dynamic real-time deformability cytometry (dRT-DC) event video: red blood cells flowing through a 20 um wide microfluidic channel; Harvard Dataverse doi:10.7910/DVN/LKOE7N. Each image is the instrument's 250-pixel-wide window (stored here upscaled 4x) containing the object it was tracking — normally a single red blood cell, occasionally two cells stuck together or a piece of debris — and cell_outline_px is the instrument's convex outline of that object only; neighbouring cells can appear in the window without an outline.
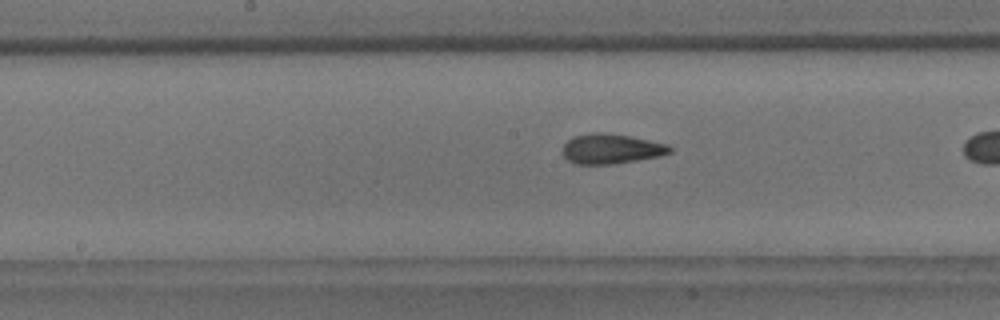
{"species": "common noctule bat (a hibernating species)", "species_latin": "Nyctalus noctula", "temperature_condition": "room temperature", "stored_images_in_passage": 23, "camera_frame_rate_fps": 3000, "um_per_image_px": 0.085, "animal": {"sex": "male", "body_mass_g": 18.8}, "frame": {"image": 1, "passage_image": 22, "time_ms": 7.0, "image_size_px": [1000, 320], "cell_outline_px": [[672, 152], [660, 156], [616, 164], [576, 164], [568, 160], [564, 156], [564, 144], [572, 136], [592, 132], [604, 132], [632, 136], [668, 144], [672, 148]], "centroid_in_image_um": [51.98, 12.64], "position_along_channel_um": 196.2, "area_um2": 18.9}}